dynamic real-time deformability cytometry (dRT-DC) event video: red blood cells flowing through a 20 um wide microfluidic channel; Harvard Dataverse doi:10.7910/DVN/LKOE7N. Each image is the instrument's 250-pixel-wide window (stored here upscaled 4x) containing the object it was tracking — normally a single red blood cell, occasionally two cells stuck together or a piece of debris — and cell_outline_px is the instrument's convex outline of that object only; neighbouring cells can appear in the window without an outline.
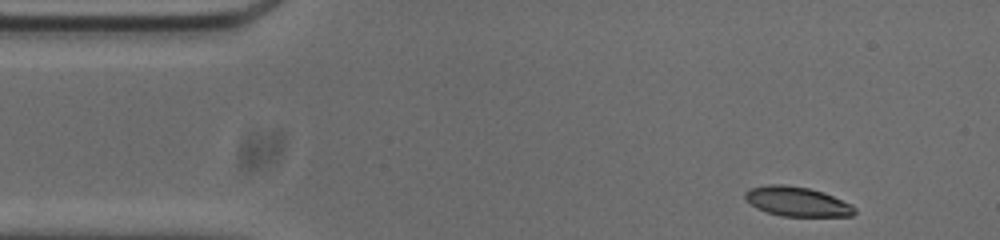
{"species": "common noctule bat (a hibernating species)", "species_latin": "Nyctalus noctula", "temperature_condition": "cold", "stored_images_in_passage": 49, "camera_frame_rate_fps": 3000, "um_per_image_px": 0.085, "animal": {"sex": "male", "body_mass_g": 20.0, "forearm_length_mm": 53.3}, "frame": {"image": 1, "passage_image": 1, "time_ms": 0.0, "image_size_px": [1000, 240], "cell_outline_px": [[856, 212], [852, 216], [784, 216], [768, 212], [756, 208], [744, 196], [744, 192], [748, 188], [768, 184], [784, 184], [808, 188], [824, 192], [852, 204], [856, 208]], "centroid_in_image_um": [67.77, 17.12], "position_along_channel_um": 17.2, "area_um2": 18.9}}
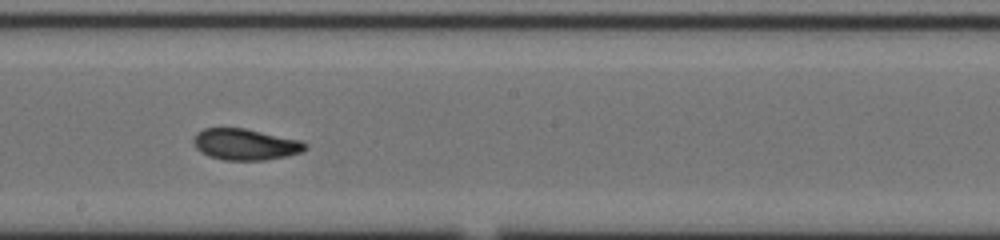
{"frame": {"image": 2, "passage_image": 24, "time_ms": 7.667, "image_size_px": [1000, 240], "cell_outline_px": [[308, 148], [300, 152], [288, 156], [264, 160], [224, 160], [208, 156], [200, 152], [196, 148], [192, 140], [196, 132], [204, 128], [244, 128], [300, 140], [308, 144]], "centroid_in_image_um": [20.83, 12.27], "position_along_channel_um": 227.4, "area_um2": 20.46}}
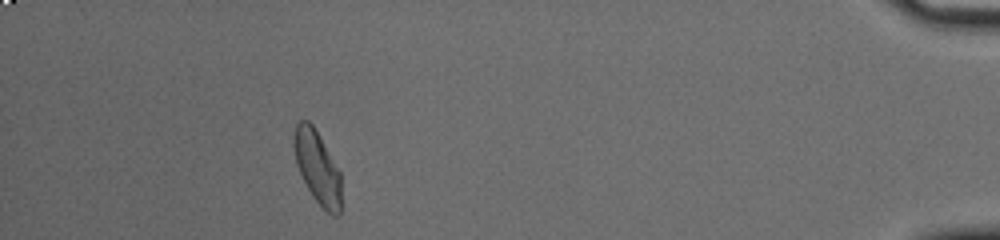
{"frame": {"image": 3, "passage_image": 44, "time_ms": 14.333, "image_size_px": [1000, 240], "cell_outline_px": [[340, 212], [336, 216], [332, 216], [312, 196], [296, 164], [292, 144], [292, 140], [296, 124], [300, 120], [308, 120], [312, 124], [340, 172]], "centroid_in_image_um": [26.94, 14.2], "position_along_channel_um": 408.3, "area_um2": 19.71}, "authors_computed_cell_mechanics": {"area_um2": 20.3456, "velocity_mm_per_s": 3.7306, "shape_relaxation_time_tau1_ms": 3.8154, "shape_relaxation_time_tau2_ms": 1.7471, "deformation_change_tau1": 0.1716, "deformation_change_tau2": 0.0725}}